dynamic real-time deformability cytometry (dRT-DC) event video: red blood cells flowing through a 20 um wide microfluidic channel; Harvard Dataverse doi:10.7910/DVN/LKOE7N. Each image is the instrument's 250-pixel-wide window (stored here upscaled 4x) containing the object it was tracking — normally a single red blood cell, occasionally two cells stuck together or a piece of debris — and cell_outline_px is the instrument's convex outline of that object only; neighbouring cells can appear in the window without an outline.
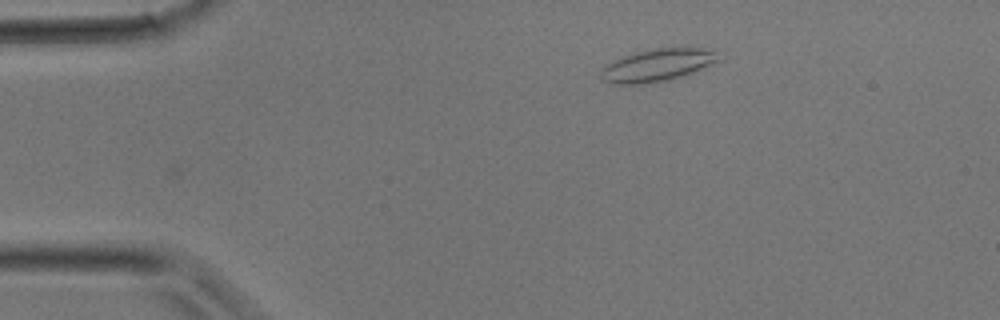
{"species": "common noctule bat (a hibernating species)", "species_latin": "Nyctalus noctula", "temperature_condition": "room temperature", "stored_images_in_passage": 30, "camera_frame_rate_fps": 3000, "um_per_image_px": 0.085, "animal": {"sex": "male", "body_mass_g": 17.9}, "frame": {"image": 1, "passage_image": 1, "time_ms": 0.0, "image_size_px": [1000, 320], "cell_outline_px": [[720, 60], [704, 68], [668, 80], [640, 84], [616, 84], [604, 80], [600, 76], [600, 68], [604, 64], [612, 60], [624, 56], [656, 48], [716, 48]], "centroid_in_image_um": [55.88, 5.53], "position_along_channel_um": 29.1, "area_um2": 22.25}}
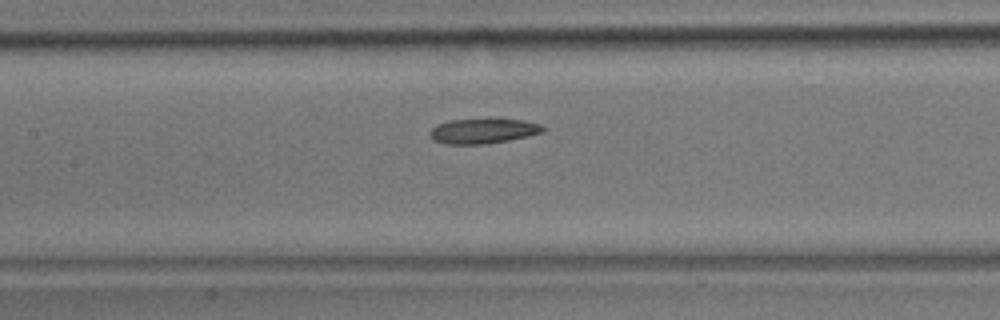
{"frame": {"image": 2, "passage_image": 11, "time_ms": 3.333, "image_size_px": [1000, 320], "cell_outline_px": [[544, 132], [528, 136], [488, 144], [444, 144], [432, 140], [428, 132], [436, 124], [448, 120], [524, 120], [540, 124], [544, 128]], "centroid_in_image_um": [41.01, 11.15], "position_along_channel_um": 166.4, "area_um2": 16.36}}
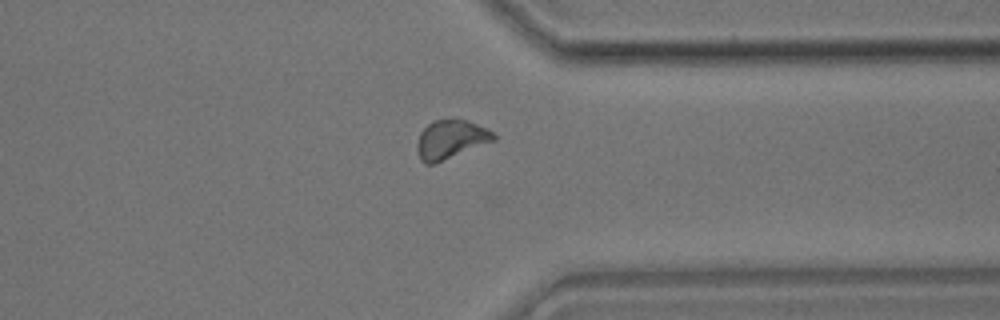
{"frame": {"image": 3, "passage_image": 22, "time_ms": 7.0, "image_size_px": [1000, 320], "cell_outline_px": [[496, 140], [432, 164], [424, 164], [420, 160], [416, 148], [416, 144], [420, 132], [432, 120], [452, 116], [456, 116], [468, 120], [492, 132], [496, 136]], "centroid_in_image_um": [38.27, 11.8], "position_along_channel_um": 373.1, "area_um2": 17.63}}